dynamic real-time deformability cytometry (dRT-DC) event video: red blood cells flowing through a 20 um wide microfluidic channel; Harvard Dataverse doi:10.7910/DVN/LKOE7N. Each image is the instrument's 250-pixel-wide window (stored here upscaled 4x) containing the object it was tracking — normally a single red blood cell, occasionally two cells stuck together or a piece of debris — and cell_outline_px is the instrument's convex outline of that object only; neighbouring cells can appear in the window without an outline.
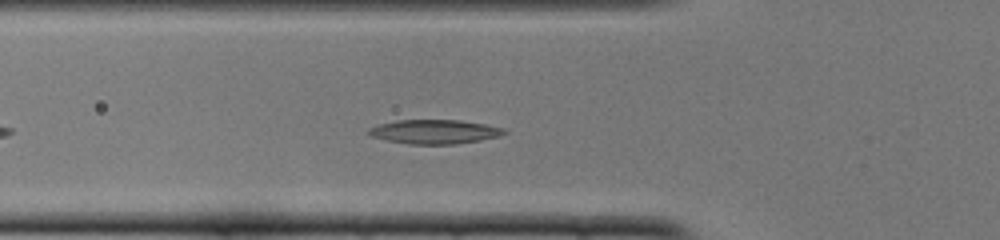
{"species": "common noctule bat (a hibernating species)", "species_latin": "Nyctalus noctula", "temperature_condition": "cold", "stored_images_in_passage": 42, "camera_frame_rate_fps": 3000, "um_per_image_px": 0.085, "animal": {"sex": "female", "body_mass_g": 22.0, "forearm_length_mm": 56.7}, "frame": {"image": 1, "passage_image": 8, "time_ms": 2.333, "image_size_px": [1000, 240], "cell_outline_px": [[508, 132], [500, 136], [480, 140], [456, 144], [408, 144], [388, 140], [372, 136], [364, 132], [368, 128], [380, 124], [396, 120], [460, 120], [484, 124], [504, 128]], "centroid_in_image_um": [36.93, 11.19], "position_along_channel_um": 88.9, "area_um2": 19.07}}
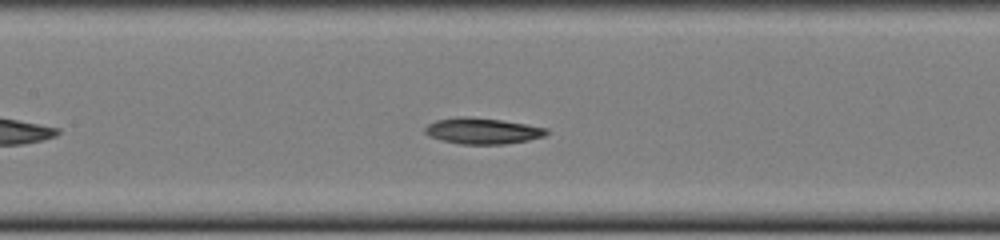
{"frame": {"image": 2, "passage_image": 14, "time_ms": 4.333, "image_size_px": [1000, 240], "cell_outline_px": [[548, 132], [544, 136], [528, 140], [504, 144], [460, 144], [428, 136], [424, 132], [424, 128], [428, 124], [436, 120], [456, 116], [468, 116], [500, 120], [548, 128]], "centroid_in_image_um": [40.97, 11.12], "position_along_channel_um": 166.4, "area_um2": 18.38}}
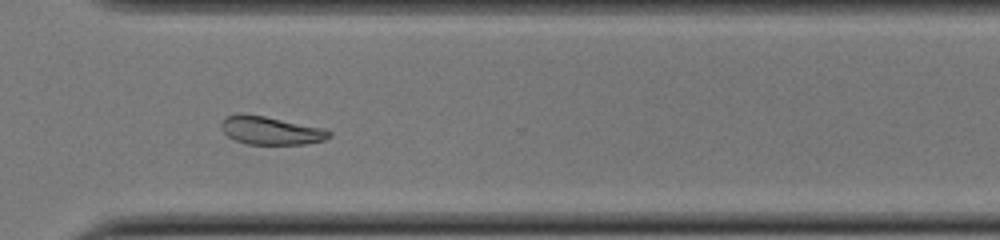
{"frame": {"image": 3, "passage_image": 28, "time_ms": 9.0, "image_size_px": [1000, 240], "cell_outline_px": [[332, 136], [324, 140], [304, 144], [244, 144], [228, 136], [220, 128], [220, 124], [228, 116], [240, 112], [244, 112], [324, 128], [332, 132]], "centroid_in_image_um": [23.01, 11.08], "position_along_channel_um": 347.6, "area_um2": 17.8}, "authors_computed_cell_mechanics": {"area_um2": 18.5827, "velocity_mm_per_s": 3.8723, "shape_relaxation_time_tau1_ms": 5.4346, "shape_relaxation_time_tau2_ms": 6.4442, "deformation_change_tau1": 0.1337, "deformation_change_tau2": 0.1139}}